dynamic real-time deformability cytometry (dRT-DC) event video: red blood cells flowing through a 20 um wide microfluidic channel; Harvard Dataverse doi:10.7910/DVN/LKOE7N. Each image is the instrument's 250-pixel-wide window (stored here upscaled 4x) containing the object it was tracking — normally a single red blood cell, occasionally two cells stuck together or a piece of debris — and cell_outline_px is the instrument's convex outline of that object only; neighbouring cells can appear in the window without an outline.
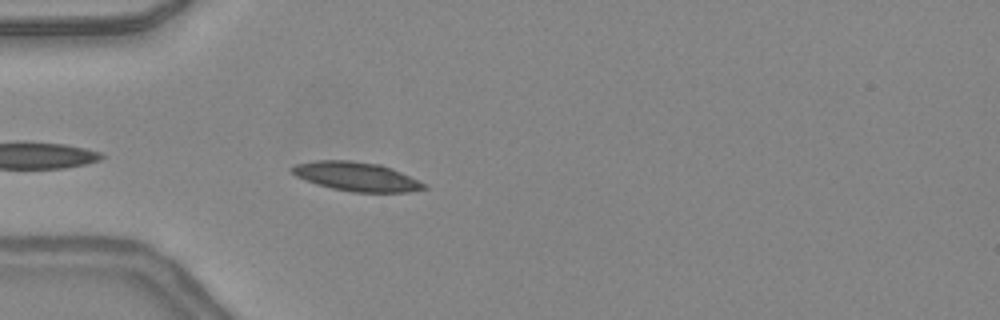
{"species": "common noctule bat (a hibernating species)", "species_latin": "Nyctalus noctula", "temperature_condition": "warm", "stored_images_in_passage": 11, "camera_frame_rate_fps": 3000, "um_per_image_px": 0.085, "animal": {"sex": "female", "body_mass_g": 24.6, "forearm_length_mm": 56.2}, "frame": {"image": 1, "passage_image": 2, "time_ms": 0.333, "image_size_px": [1000, 320], "cell_outline_px": [[428, 188], [408, 192], [352, 192], [332, 188], [316, 184], [296, 176], [288, 168], [296, 164], [316, 160], [348, 160], [380, 164], [392, 168], [428, 184]], "centroid_in_image_um": [30.32, 15.0], "position_along_channel_um": 54.7, "area_um2": 22.43}}